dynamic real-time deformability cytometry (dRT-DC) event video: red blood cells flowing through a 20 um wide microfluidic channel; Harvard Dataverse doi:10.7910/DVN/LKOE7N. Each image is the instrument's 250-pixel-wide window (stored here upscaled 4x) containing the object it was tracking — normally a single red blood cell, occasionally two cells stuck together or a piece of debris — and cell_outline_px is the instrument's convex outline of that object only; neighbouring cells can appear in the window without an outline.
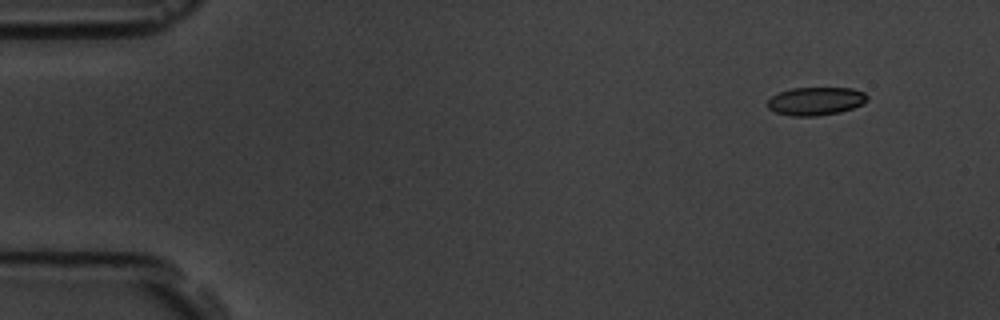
{"species": "common noctule bat (a hibernating species)", "species_latin": "Nyctalus noctula", "temperature_condition": "room temperature", "stored_images_in_passage": 4, "camera_frame_rate_fps": 3000, "um_per_image_px": 0.085, "animal": {"sex": "male", "body_mass_g": 19.5, "forearm_length_mm": 54.6}, "frame": {"image": 1, "passage_image": 1, "time_ms": 0.0, "image_size_px": [1000, 320], "cell_outline_px": [[868, 100], [864, 104], [840, 112], [816, 116], [792, 116], [776, 112], [768, 108], [768, 100], [772, 96], [780, 92], [792, 88], [852, 88], [864, 92], [868, 96]], "centroid_in_image_um": [69.37, 8.59], "position_along_channel_um": 15.6, "area_um2": 16.36}}
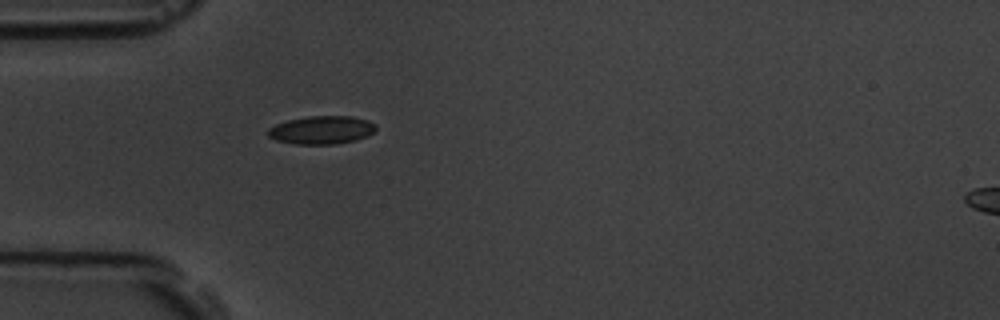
{"frame": {"image": 2, "passage_image": 4, "time_ms": 4.0, "image_size_px": [1000, 320], "cell_outline_px": [[376, 128], [368, 136], [356, 140], [336, 144], [296, 144], [276, 140], [268, 136], [268, 128], [276, 124], [288, 120], [308, 116], [352, 116], [368, 120], [376, 124]], "centroid_in_image_um": [27.35, 11.05], "position_along_channel_um": 57.6, "area_um2": 17.74}}